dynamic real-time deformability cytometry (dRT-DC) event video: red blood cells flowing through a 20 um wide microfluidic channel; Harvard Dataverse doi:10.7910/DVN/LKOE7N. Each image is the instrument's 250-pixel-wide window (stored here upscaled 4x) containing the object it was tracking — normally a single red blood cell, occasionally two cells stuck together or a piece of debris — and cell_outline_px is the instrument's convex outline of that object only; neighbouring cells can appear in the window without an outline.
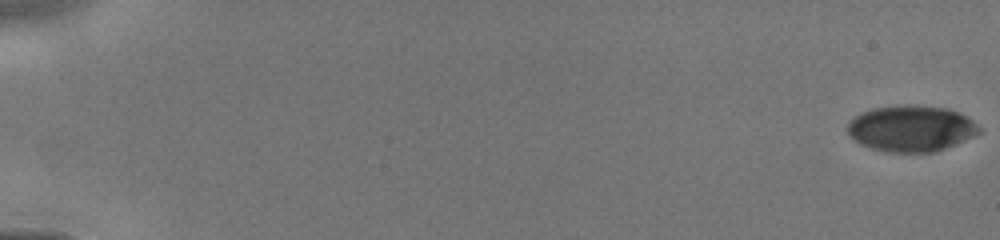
{"species": "human", "species_latin": "Homo sapiens", "temperature_condition": "cold", "stored_images_in_passage": 14, "camera_frame_rate_fps": 3000, "um_per_image_px": 0.085, "donor": {"sex": "male"}, "frame": {"image": 1, "passage_image": 1, "time_ms": 0.0, "image_size_px": [1000, 240], "cell_outline_px": [[980, 132], [964, 140], [944, 148], [932, 152], [888, 152], [872, 148], [860, 144], [848, 132], [848, 124], [860, 112], [872, 108], [908, 104], [948, 108], [960, 112], [972, 120], [980, 128]], "centroid_in_image_um": [77.45, 10.9], "position_along_channel_um": 7.5, "area_um2": 35.08}}
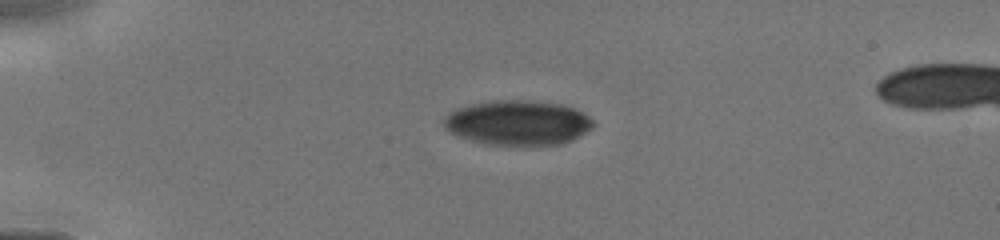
{"frame": {"image": 2, "passage_image": 12, "time_ms": 4.0, "image_size_px": [1000, 240], "cell_outline_px": [[596, 124], [592, 128], [572, 140], [564, 144], [484, 144], [456, 136], [444, 124], [444, 116], [460, 108], [472, 104], [496, 100], [532, 100], [560, 104], [584, 112]], "centroid_in_image_um": [44.05, 10.43], "position_along_channel_um": 40.9, "area_um2": 38.61}}